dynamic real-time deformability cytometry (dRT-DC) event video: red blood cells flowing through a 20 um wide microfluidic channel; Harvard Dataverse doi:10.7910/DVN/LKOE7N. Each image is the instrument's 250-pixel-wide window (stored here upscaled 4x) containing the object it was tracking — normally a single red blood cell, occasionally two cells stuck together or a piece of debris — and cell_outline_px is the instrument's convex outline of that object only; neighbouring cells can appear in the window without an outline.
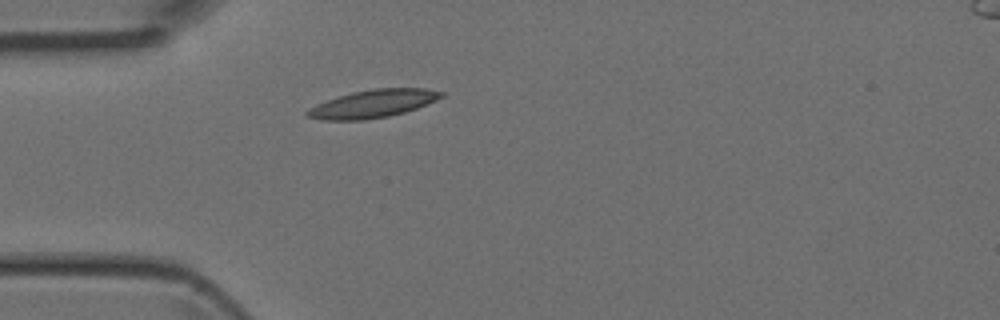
{"species": "Egyptian fruit bat (a non-hibernating species)", "species_latin": "Rousettus aegyptiacus", "temperature_condition": "room temperature", "stored_images_in_passage": 1, "camera_frame_rate_fps": 3000, "um_per_image_px": 0.085, "animal": {"sex": "female"}, "frame": {"image": 1, "passage_image": 1, "time_ms": 0.0, "image_size_px": [1000, 320], "cell_outline_px": [[444, 96], [436, 100], [416, 108], [404, 112], [388, 116], [364, 120], [324, 120], [304, 116], [304, 112], [308, 108], [316, 104], [352, 92], [372, 88], [424, 88], [444, 92]], "centroid_in_image_um": [31.67, 8.82], "position_along_channel_um": 53.3, "area_um2": 21.73}}